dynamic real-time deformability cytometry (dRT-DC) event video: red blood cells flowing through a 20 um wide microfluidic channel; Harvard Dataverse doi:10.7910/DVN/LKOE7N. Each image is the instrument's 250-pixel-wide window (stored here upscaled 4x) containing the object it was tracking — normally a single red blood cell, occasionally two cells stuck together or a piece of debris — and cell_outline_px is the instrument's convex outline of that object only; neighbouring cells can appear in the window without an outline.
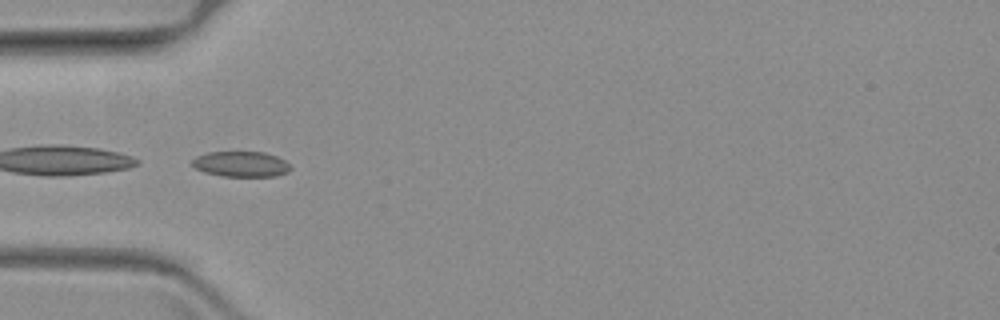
{"species": "common noctule bat (a hibernating species)", "species_latin": "Nyctalus noctula", "temperature_condition": "warm", "stored_images_in_passage": 43, "camera_frame_rate_fps": 3000, "um_per_image_px": 0.085, "animal": {"sex": "female", "body_mass_g": 19.3, "forearm_length_mm": 54.1}, "frame": {"image": 1, "passage_image": 1, "time_ms": 0.0, "image_size_px": [1000, 320], "cell_outline_px": [[292, 168], [288, 172], [276, 176], [220, 176], [204, 172], [196, 168], [192, 164], [192, 160], [196, 156], [208, 152], [264, 152], [276, 156], [284, 160]], "centroid_in_image_um": [20.49, 13.95], "position_along_channel_um": 64.5, "area_um2": 14.57}}